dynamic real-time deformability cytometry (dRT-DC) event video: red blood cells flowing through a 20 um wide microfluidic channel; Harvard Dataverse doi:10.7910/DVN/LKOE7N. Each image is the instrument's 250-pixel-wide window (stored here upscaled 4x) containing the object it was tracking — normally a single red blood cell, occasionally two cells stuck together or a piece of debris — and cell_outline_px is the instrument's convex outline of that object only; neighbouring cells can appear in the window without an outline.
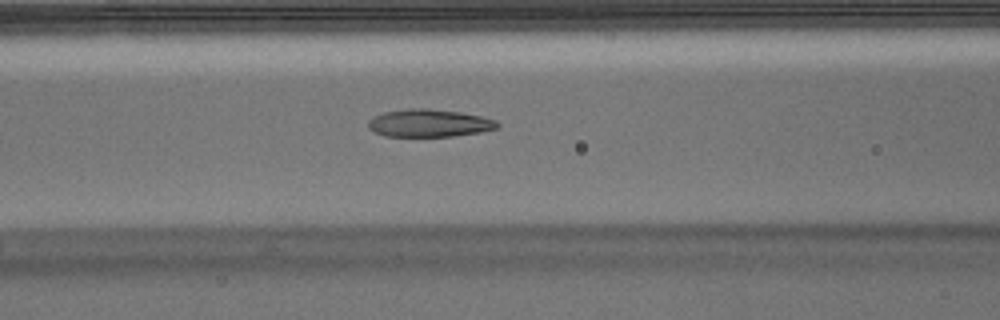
{"species": "Egyptian fruit bat (a non-hibernating species)", "species_latin": "Rousettus aegyptiacus", "temperature_condition": "warm", "stored_images_in_passage": 42, "camera_frame_rate_fps": 3000, "um_per_image_px": 0.085, "animal": {"sex": "male"}, "frame": {"image": 1, "passage_image": 11, "time_ms": 3.333, "image_size_px": [1000, 320], "cell_outline_px": [[500, 124], [496, 128], [480, 132], [452, 136], [384, 136], [368, 128], [368, 120], [384, 112], [408, 108], [428, 108], [460, 112], [480, 116], [496, 120]], "centroid_in_image_um": [36.47, 10.46], "position_along_channel_um": 130.1, "area_um2": 20.69}}
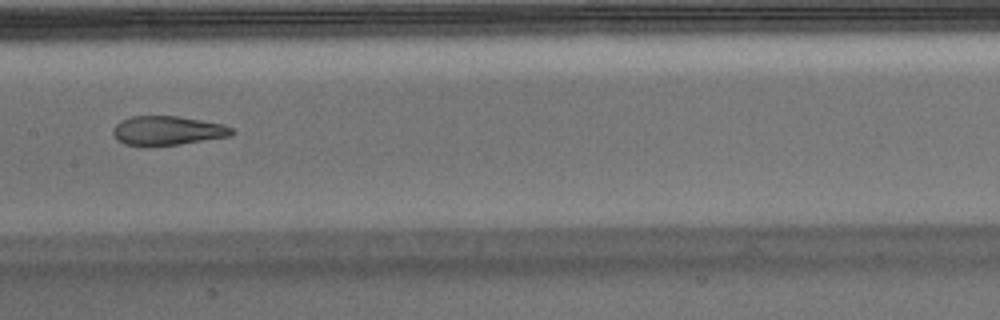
{"frame": {"image": 2, "passage_image": 16, "time_ms": 5.0, "image_size_px": [1000, 320], "cell_outline_px": [[236, 132], [232, 136], [180, 144], [148, 148], [144, 148], [124, 144], [116, 140], [112, 132], [112, 128], [120, 120], [132, 116], [176, 116], [224, 124], [232, 128]], "centroid_in_image_um": [14.19, 11.13], "position_along_channel_um": 193.2, "area_um2": 20.81}}
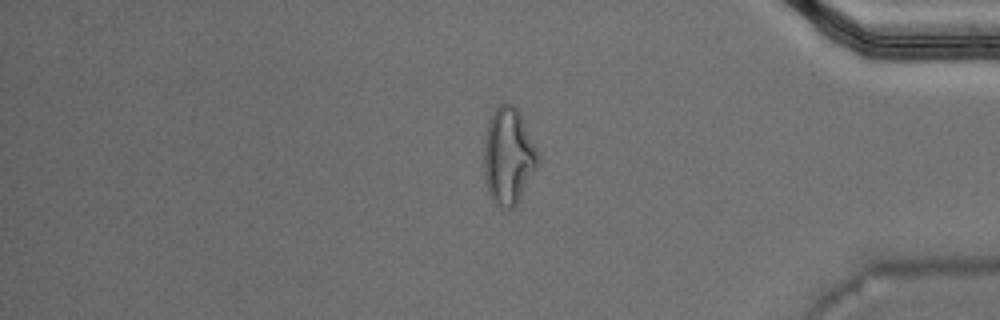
{"frame": {"image": 3, "passage_image": 34, "time_ms": 11.0, "image_size_px": [1000, 320], "cell_outline_px": [[540, 164], [516, 204], [512, 208], [504, 208], [496, 204], [492, 200], [484, 176], [484, 136], [488, 120], [496, 108], [500, 104], [512, 104], [520, 112], [540, 156]], "centroid_in_image_um": [43.22, 13.25], "position_along_channel_um": 392.0, "area_um2": 30.52}}